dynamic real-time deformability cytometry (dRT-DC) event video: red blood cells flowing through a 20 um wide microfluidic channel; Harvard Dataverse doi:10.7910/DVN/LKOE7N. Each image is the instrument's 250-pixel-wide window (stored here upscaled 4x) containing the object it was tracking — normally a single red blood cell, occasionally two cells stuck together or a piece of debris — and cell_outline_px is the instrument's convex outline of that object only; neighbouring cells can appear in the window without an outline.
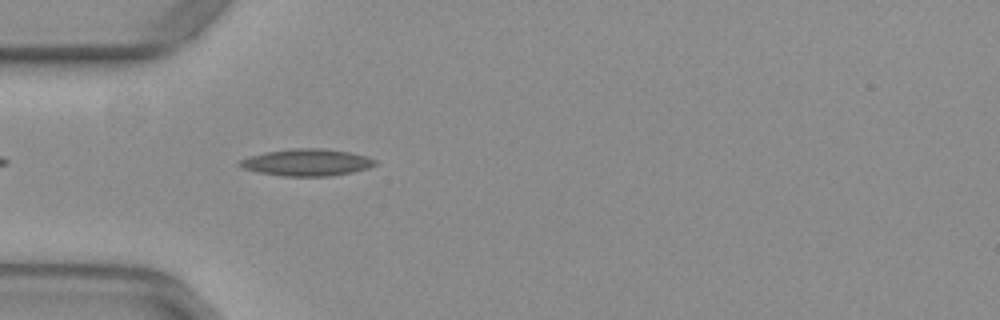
{"species": "common noctule bat (a hibernating species)", "species_latin": "Nyctalus noctula", "temperature_condition": "warm", "stored_images_in_passage": 39, "camera_frame_rate_fps": 3000, "um_per_image_px": 0.085, "animal": {"sex": "female", "body_mass_g": 29.2, "forearm_length_mm": 56.3}, "frame": {"image": 1, "passage_image": 3, "time_ms": 0.667, "image_size_px": [1000, 320], "cell_outline_px": [[376, 164], [368, 168], [352, 172], [328, 176], [280, 176], [260, 172], [244, 168], [240, 164], [240, 160], [248, 156], [268, 152], [292, 148], [320, 148], [348, 152], [368, 156], [376, 160]], "centroid_in_image_um": [26.11, 13.8], "position_along_channel_um": 58.9, "area_um2": 20.98}}
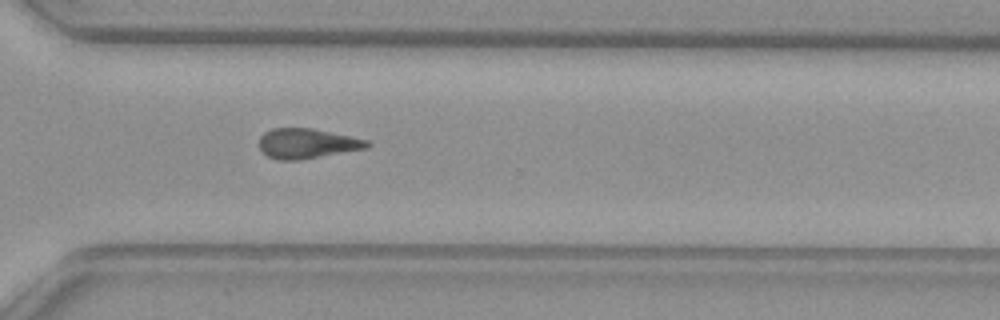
{"frame": {"image": 2, "passage_image": 25, "time_ms": 8.0, "image_size_px": [1000, 320], "cell_outline_px": [[372, 144], [368, 148], [300, 160], [280, 160], [268, 156], [260, 148], [260, 136], [264, 132], [272, 128], [312, 128], [368, 140]], "centroid_in_image_um": [26.12, 12.19], "position_along_channel_um": 344.5, "area_um2": 18.79}}
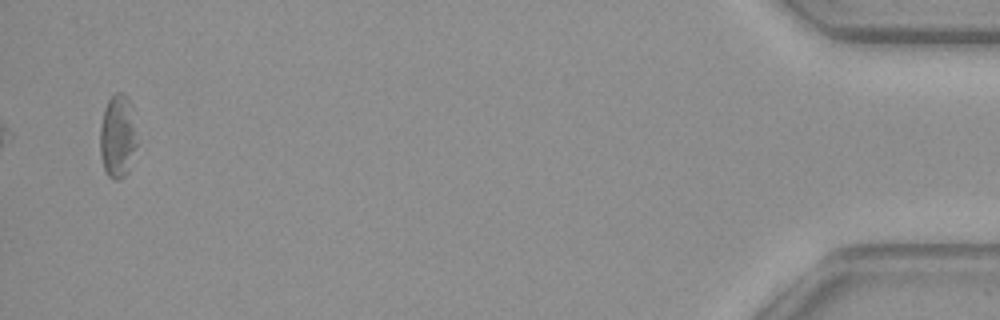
{"frame": {"image": 3, "passage_image": 38, "time_ms": 12.333, "image_size_px": [1000, 320], "cell_outline_px": [[136, 144], [128, 172], [120, 180], [112, 180], [108, 176], [104, 168], [100, 156], [100, 124], [104, 108], [108, 100], [116, 92], [124, 92], [128, 96]], "centroid_in_image_um": [9.95, 11.61], "position_along_channel_um": 425.3, "area_um2": 17.63}, "authors_computed_cell_mechanics": {"area_um2": 19.0162, "velocity_mm_per_s": 3.9443, "shape_relaxation_time_tau1_ms": null, "shape_relaxation_time_tau2_ms": 7.0025, "deformation_change_tau1": null, "deformation_change_tau2": 0.1953}}